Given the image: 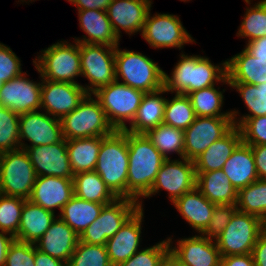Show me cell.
<instances>
[{"label": "cell", "mask_w": 266, "mask_h": 266, "mask_svg": "<svg viewBox=\"0 0 266 266\" xmlns=\"http://www.w3.org/2000/svg\"><path fill=\"white\" fill-rule=\"evenodd\" d=\"M128 177L127 199L139 201L151 189L158 171L166 160L145 134L127 132Z\"/></svg>", "instance_id": "1"}, {"label": "cell", "mask_w": 266, "mask_h": 266, "mask_svg": "<svg viewBox=\"0 0 266 266\" xmlns=\"http://www.w3.org/2000/svg\"><path fill=\"white\" fill-rule=\"evenodd\" d=\"M222 66H215L209 58L203 56L182 54L172 76L169 77L164 73V88L167 92L173 93L175 91L176 94L187 95L196 90L215 86L217 82L229 84L226 61L222 63Z\"/></svg>", "instance_id": "2"}, {"label": "cell", "mask_w": 266, "mask_h": 266, "mask_svg": "<svg viewBox=\"0 0 266 266\" xmlns=\"http://www.w3.org/2000/svg\"><path fill=\"white\" fill-rule=\"evenodd\" d=\"M128 166L127 131L115 130L102 136L94 171L117 198H127Z\"/></svg>", "instance_id": "3"}, {"label": "cell", "mask_w": 266, "mask_h": 266, "mask_svg": "<svg viewBox=\"0 0 266 266\" xmlns=\"http://www.w3.org/2000/svg\"><path fill=\"white\" fill-rule=\"evenodd\" d=\"M115 49L116 81L119 76L123 84L144 93L154 92L164 87V71L142 53Z\"/></svg>", "instance_id": "4"}, {"label": "cell", "mask_w": 266, "mask_h": 266, "mask_svg": "<svg viewBox=\"0 0 266 266\" xmlns=\"http://www.w3.org/2000/svg\"><path fill=\"white\" fill-rule=\"evenodd\" d=\"M60 121L65 140L108 136L115 131L99 100L91 98V94Z\"/></svg>", "instance_id": "5"}, {"label": "cell", "mask_w": 266, "mask_h": 266, "mask_svg": "<svg viewBox=\"0 0 266 266\" xmlns=\"http://www.w3.org/2000/svg\"><path fill=\"white\" fill-rule=\"evenodd\" d=\"M41 52L43 54L33 60V63L44 80L78 84L74 81L76 76L81 75L80 50L77 41L75 45L60 41Z\"/></svg>", "instance_id": "6"}, {"label": "cell", "mask_w": 266, "mask_h": 266, "mask_svg": "<svg viewBox=\"0 0 266 266\" xmlns=\"http://www.w3.org/2000/svg\"><path fill=\"white\" fill-rule=\"evenodd\" d=\"M144 92L114 81L99 88L93 95L99 100L109 123L115 130H124L126 121H133Z\"/></svg>", "instance_id": "7"}, {"label": "cell", "mask_w": 266, "mask_h": 266, "mask_svg": "<svg viewBox=\"0 0 266 266\" xmlns=\"http://www.w3.org/2000/svg\"><path fill=\"white\" fill-rule=\"evenodd\" d=\"M36 178L25 149L0 153V194L28 200Z\"/></svg>", "instance_id": "8"}, {"label": "cell", "mask_w": 266, "mask_h": 266, "mask_svg": "<svg viewBox=\"0 0 266 266\" xmlns=\"http://www.w3.org/2000/svg\"><path fill=\"white\" fill-rule=\"evenodd\" d=\"M139 208H142V201L127 198H117L104 205L98 218L79 236V241L105 246Z\"/></svg>", "instance_id": "9"}, {"label": "cell", "mask_w": 266, "mask_h": 266, "mask_svg": "<svg viewBox=\"0 0 266 266\" xmlns=\"http://www.w3.org/2000/svg\"><path fill=\"white\" fill-rule=\"evenodd\" d=\"M261 233L259 217L236 210L215 242L222 257L249 254Z\"/></svg>", "instance_id": "10"}, {"label": "cell", "mask_w": 266, "mask_h": 266, "mask_svg": "<svg viewBox=\"0 0 266 266\" xmlns=\"http://www.w3.org/2000/svg\"><path fill=\"white\" fill-rule=\"evenodd\" d=\"M115 49L116 46L79 43L81 75L91 86L84 87L88 94L116 81Z\"/></svg>", "instance_id": "11"}, {"label": "cell", "mask_w": 266, "mask_h": 266, "mask_svg": "<svg viewBox=\"0 0 266 266\" xmlns=\"http://www.w3.org/2000/svg\"><path fill=\"white\" fill-rule=\"evenodd\" d=\"M183 161L166 159L156 175L150 191L144 197H151L160 189L169 192L174 203L179 197L196 187L197 175L194 161L182 158Z\"/></svg>", "instance_id": "12"}, {"label": "cell", "mask_w": 266, "mask_h": 266, "mask_svg": "<svg viewBox=\"0 0 266 266\" xmlns=\"http://www.w3.org/2000/svg\"><path fill=\"white\" fill-rule=\"evenodd\" d=\"M233 126L232 117H196L184 130V158L196 159Z\"/></svg>", "instance_id": "13"}, {"label": "cell", "mask_w": 266, "mask_h": 266, "mask_svg": "<svg viewBox=\"0 0 266 266\" xmlns=\"http://www.w3.org/2000/svg\"><path fill=\"white\" fill-rule=\"evenodd\" d=\"M142 37L154 48L177 47L194 41L182 26L178 16L171 14L147 15L142 29Z\"/></svg>", "instance_id": "14"}, {"label": "cell", "mask_w": 266, "mask_h": 266, "mask_svg": "<svg viewBox=\"0 0 266 266\" xmlns=\"http://www.w3.org/2000/svg\"><path fill=\"white\" fill-rule=\"evenodd\" d=\"M41 108L57 119L72 112L88 94L79 84L42 79Z\"/></svg>", "instance_id": "15"}, {"label": "cell", "mask_w": 266, "mask_h": 266, "mask_svg": "<svg viewBox=\"0 0 266 266\" xmlns=\"http://www.w3.org/2000/svg\"><path fill=\"white\" fill-rule=\"evenodd\" d=\"M47 113L32 111L19 115V140L20 148L50 145L63 139L60 119L52 118ZM28 139L31 146L21 140Z\"/></svg>", "instance_id": "16"}, {"label": "cell", "mask_w": 266, "mask_h": 266, "mask_svg": "<svg viewBox=\"0 0 266 266\" xmlns=\"http://www.w3.org/2000/svg\"><path fill=\"white\" fill-rule=\"evenodd\" d=\"M37 176H55L73 179L66 140L50 145L25 148Z\"/></svg>", "instance_id": "17"}, {"label": "cell", "mask_w": 266, "mask_h": 266, "mask_svg": "<svg viewBox=\"0 0 266 266\" xmlns=\"http://www.w3.org/2000/svg\"><path fill=\"white\" fill-rule=\"evenodd\" d=\"M42 82L27 79L25 73L2 84L0 106L9 108L18 115L41 109Z\"/></svg>", "instance_id": "18"}, {"label": "cell", "mask_w": 266, "mask_h": 266, "mask_svg": "<svg viewBox=\"0 0 266 266\" xmlns=\"http://www.w3.org/2000/svg\"><path fill=\"white\" fill-rule=\"evenodd\" d=\"M151 4L150 0H112L106 12L116 36L120 39L121 28L128 34L142 32Z\"/></svg>", "instance_id": "19"}, {"label": "cell", "mask_w": 266, "mask_h": 266, "mask_svg": "<svg viewBox=\"0 0 266 266\" xmlns=\"http://www.w3.org/2000/svg\"><path fill=\"white\" fill-rule=\"evenodd\" d=\"M74 196L73 179L55 176H37L29 201L54 212L62 208Z\"/></svg>", "instance_id": "20"}, {"label": "cell", "mask_w": 266, "mask_h": 266, "mask_svg": "<svg viewBox=\"0 0 266 266\" xmlns=\"http://www.w3.org/2000/svg\"><path fill=\"white\" fill-rule=\"evenodd\" d=\"M203 236L178 241L170 251L183 266H221V254L216 242Z\"/></svg>", "instance_id": "21"}, {"label": "cell", "mask_w": 266, "mask_h": 266, "mask_svg": "<svg viewBox=\"0 0 266 266\" xmlns=\"http://www.w3.org/2000/svg\"><path fill=\"white\" fill-rule=\"evenodd\" d=\"M142 218L143 208H139L120 230L112 238L107 240L105 246L113 266H118L138 251Z\"/></svg>", "instance_id": "22"}, {"label": "cell", "mask_w": 266, "mask_h": 266, "mask_svg": "<svg viewBox=\"0 0 266 266\" xmlns=\"http://www.w3.org/2000/svg\"><path fill=\"white\" fill-rule=\"evenodd\" d=\"M78 241V234L59 217V219L55 218L52 221L48 230L35 243V246L39 251L67 264Z\"/></svg>", "instance_id": "23"}, {"label": "cell", "mask_w": 266, "mask_h": 266, "mask_svg": "<svg viewBox=\"0 0 266 266\" xmlns=\"http://www.w3.org/2000/svg\"><path fill=\"white\" fill-rule=\"evenodd\" d=\"M241 142L240 129L234 125L223 137L213 142L193 160L196 172H211L222 169L224 163Z\"/></svg>", "instance_id": "24"}, {"label": "cell", "mask_w": 266, "mask_h": 266, "mask_svg": "<svg viewBox=\"0 0 266 266\" xmlns=\"http://www.w3.org/2000/svg\"><path fill=\"white\" fill-rule=\"evenodd\" d=\"M80 28L89 38L75 39L78 43L119 45L107 12L102 10H78ZM83 40V41H82Z\"/></svg>", "instance_id": "25"}, {"label": "cell", "mask_w": 266, "mask_h": 266, "mask_svg": "<svg viewBox=\"0 0 266 266\" xmlns=\"http://www.w3.org/2000/svg\"><path fill=\"white\" fill-rule=\"evenodd\" d=\"M173 205L190 226L199 231L200 234L208 227L216 206L197 187L183 194Z\"/></svg>", "instance_id": "26"}, {"label": "cell", "mask_w": 266, "mask_h": 266, "mask_svg": "<svg viewBox=\"0 0 266 266\" xmlns=\"http://www.w3.org/2000/svg\"><path fill=\"white\" fill-rule=\"evenodd\" d=\"M222 171L237 191L258 180L251 146L241 142L224 163Z\"/></svg>", "instance_id": "27"}, {"label": "cell", "mask_w": 266, "mask_h": 266, "mask_svg": "<svg viewBox=\"0 0 266 266\" xmlns=\"http://www.w3.org/2000/svg\"><path fill=\"white\" fill-rule=\"evenodd\" d=\"M167 92L163 87L157 91L145 93L137 113L130 123V128L126 126L127 132L135 134H145L150 129L163 124L164 111L167 99L160 94Z\"/></svg>", "instance_id": "28"}, {"label": "cell", "mask_w": 266, "mask_h": 266, "mask_svg": "<svg viewBox=\"0 0 266 266\" xmlns=\"http://www.w3.org/2000/svg\"><path fill=\"white\" fill-rule=\"evenodd\" d=\"M229 83L263 84L266 83V59L255 58L245 49L230 60H226Z\"/></svg>", "instance_id": "29"}, {"label": "cell", "mask_w": 266, "mask_h": 266, "mask_svg": "<svg viewBox=\"0 0 266 266\" xmlns=\"http://www.w3.org/2000/svg\"><path fill=\"white\" fill-rule=\"evenodd\" d=\"M55 219L54 212L26 200L15 240L35 244L48 230Z\"/></svg>", "instance_id": "30"}, {"label": "cell", "mask_w": 266, "mask_h": 266, "mask_svg": "<svg viewBox=\"0 0 266 266\" xmlns=\"http://www.w3.org/2000/svg\"><path fill=\"white\" fill-rule=\"evenodd\" d=\"M196 187L216 205L236 204L238 191L222 169L211 172H196Z\"/></svg>", "instance_id": "31"}, {"label": "cell", "mask_w": 266, "mask_h": 266, "mask_svg": "<svg viewBox=\"0 0 266 266\" xmlns=\"http://www.w3.org/2000/svg\"><path fill=\"white\" fill-rule=\"evenodd\" d=\"M103 206L74 195L62 208L59 217L80 236L98 218Z\"/></svg>", "instance_id": "32"}, {"label": "cell", "mask_w": 266, "mask_h": 266, "mask_svg": "<svg viewBox=\"0 0 266 266\" xmlns=\"http://www.w3.org/2000/svg\"><path fill=\"white\" fill-rule=\"evenodd\" d=\"M102 137L66 140L67 152L73 174L94 171Z\"/></svg>", "instance_id": "33"}, {"label": "cell", "mask_w": 266, "mask_h": 266, "mask_svg": "<svg viewBox=\"0 0 266 266\" xmlns=\"http://www.w3.org/2000/svg\"><path fill=\"white\" fill-rule=\"evenodd\" d=\"M73 184L74 195L83 200L107 205L117 199L95 171L76 173Z\"/></svg>", "instance_id": "34"}, {"label": "cell", "mask_w": 266, "mask_h": 266, "mask_svg": "<svg viewBox=\"0 0 266 266\" xmlns=\"http://www.w3.org/2000/svg\"><path fill=\"white\" fill-rule=\"evenodd\" d=\"M187 96L197 117H232V121L236 119L238 113L236 110L221 113L223 94L214 86L193 91L188 93Z\"/></svg>", "instance_id": "35"}, {"label": "cell", "mask_w": 266, "mask_h": 266, "mask_svg": "<svg viewBox=\"0 0 266 266\" xmlns=\"http://www.w3.org/2000/svg\"><path fill=\"white\" fill-rule=\"evenodd\" d=\"M147 138L163 155L165 159L170 152H176L181 159L184 158V131L166 124H160L156 128L150 129L145 133Z\"/></svg>", "instance_id": "36"}, {"label": "cell", "mask_w": 266, "mask_h": 266, "mask_svg": "<svg viewBox=\"0 0 266 266\" xmlns=\"http://www.w3.org/2000/svg\"><path fill=\"white\" fill-rule=\"evenodd\" d=\"M236 206L238 211L262 219L266 215V180L258 179L241 188L238 191Z\"/></svg>", "instance_id": "37"}, {"label": "cell", "mask_w": 266, "mask_h": 266, "mask_svg": "<svg viewBox=\"0 0 266 266\" xmlns=\"http://www.w3.org/2000/svg\"><path fill=\"white\" fill-rule=\"evenodd\" d=\"M196 114L190 99L185 94H175L165 105L163 123L174 128L185 130L196 119Z\"/></svg>", "instance_id": "38"}, {"label": "cell", "mask_w": 266, "mask_h": 266, "mask_svg": "<svg viewBox=\"0 0 266 266\" xmlns=\"http://www.w3.org/2000/svg\"><path fill=\"white\" fill-rule=\"evenodd\" d=\"M241 94L250 114L241 117V120L233 121V124L239 127L246 119L266 115V83L263 84H246V83H229ZM252 114V115H251Z\"/></svg>", "instance_id": "39"}, {"label": "cell", "mask_w": 266, "mask_h": 266, "mask_svg": "<svg viewBox=\"0 0 266 266\" xmlns=\"http://www.w3.org/2000/svg\"><path fill=\"white\" fill-rule=\"evenodd\" d=\"M67 266H113L106 246L78 241Z\"/></svg>", "instance_id": "40"}, {"label": "cell", "mask_w": 266, "mask_h": 266, "mask_svg": "<svg viewBox=\"0 0 266 266\" xmlns=\"http://www.w3.org/2000/svg\"><path fill=\"white\" fill-rule=\"evenodd\" d=\"M237 34L240 37H248V42L266 36V0L246 9Z\"/></svg>", "instance_id": "41"}, {"label": "cell", "mask_w": 266, "mask_h": 266, "mask_svg": "<svg viewBox=\"0 0 266 266\" xmlns=\"http://www.w3.org/2000/svg\"><path fill=\"white\" fill-rule=\"evenodd\" d=\"M20 197L0 194V230L15 237L20 226L24 202Z\"/></svg>", "instance_id": "42"}, {"label": "cell", "mask_w": 266, "mask_h": 266, "mask_svg": "<svg viewBox=\"0 0 266 266\" xmlns=\"http://www.w3.org/2000/svg\"><path fill=\"white\" fill-rule=\"evenodd\" d=\"M19 148V115L0 106V153Z\"/></svg>", "instance_id": "43"}, {"label": "cell", "mask_w": 266, "mask_h": 266, "mask_svg": "<svg viewBox=\"0 0 266 266\" xmlns=\"http://www.w3.org/2000/svg\"><path fill=\"white\" fill-rule=\"evenodd\" d=\"M171 240L168 238L155 246L137 251L132 257L118 266H158L162 258L170 251Z\"/></svg>", "instance_id": "44"}, {"label": "cell", "mask_w": 266, "mask_h": 266, "mask_svg": "<svg viewBox=\"0 0 266 266\" xmlns=\"http://www.w3.org/2000/svg\"><path fill=\"white\" fill-rule=\"evenodd\" d=\"M4 266H35V244L14 239L7 250Z\"/></svg>", "instance_id": "45"}, {"label": "cell", "mask_w": 266, "mask_h": 266, "mask_svg": "<svg viewBox=\"0 0 266 266\" xmlns=\"http://www.w3.org/2000/svg\"><path fill=\"white\" fill-rule=\"evenodd\" d=\"M238 128L243 143L266 145V115L248 118Z\"/></svg>", "instance_id": "46"}, {"label": "cell", "mask_w": 266, "mask_h": 266, "mask_svg": "<svg viewBox=\"0 0 266 266\" xmlns=\"http://www.w3.org/2000/svg\"><path fill=\"white\" fill-rule=\"evenodd\" d=\"M236 210V204L216 205L213 210L210 223L202 235L210 240L218 238V236L229 224L230 219Z\"/></svg>", "instance_id": "47"}, {"label": "cell", "mask_w": 266, "mask_h": 266, "mask_svg": "<svg viewBox=\"0 0 266 266\" xmlns=\"http://www.w3.org/2000/svg\"><path fill=\"white\" fill-rule=\"evenodd\" d=\"M22 74L20 59L10 47L0 43V82L5 83Z\"/></svg>", "instance_id": "48"}, {"label": "cell", "mask_w": 266, "mask_h": 266, "mask_svg": "<svg viewBox=\"0 0 266 266\" xmlns=\"http://www.w3.org/2000/svg\"><path fill=\"white\" fill-rule=\"evenodd\" d=\"M254 156L258 179L266 180V145H250Z\"/></svg>", "instance_id": "49"}, {"label": "cell", "mask_w": 266, "mask_h": 266, "mask_svg": "<svg viewBox=\"0 0 266 266\" xmlns=\"http://www.w3.org/2000/svg\"><path fill=\"white\" fill-rule=\"evenodd\" d=\"M255 266H266V236L260 234L252 250Z\"/></svg>", "instance_id": "50"}, {"label": "cell", "mask_w": 266, "mask_h": 266, "mask_svg": "<svg viewBox=\"0 0 266 266\" xmlns=\"http://www.w3.org/2000/svg\"><path fill=\"white\" fill-rule=\"evenodd\" d=\"M221 266H255L251 253L221 257Z\"/></svg>", "instance_id": "51"}, {"label": "cell", "mask_w": 266, "mask_h": 266, "mask_svg": "<svg viewBox=\"0 0 266 266\" xmlns=\"http://www.w3.org/2000/svg\"><path fill=\"white\" fill-rule=\"evenodd\" d=\"M77 6L78 10H102L106 11L112 0H68Z\"/></svg>", "instance_id": "52"}, {"label": "cell", "mask_w": 266, "mask_h": 266, "mask_svg": "<svg viewBox=\"0 0 266 266\" xmlns=\"http://www.w3.org/2000/svg\"><path fill=\"white\" fill-rule=\"evenodd\" d=\"M244 49L255 58L266 59V36L248 42Z\"/></svg>", "instance_id": "53"}, {"label": "cell", "mask_w": 266, "mask_h": 266, "mask_svg": "<svg viewBox=\"0 0 266 266\" xmlns=\"http://www.w3.org/2000/svg\"><path fill=\"white\" fill-rule=\"evenodd\" d=\"M35 266H67L65 262L58 258L45 254L35 246Z\"/></svg>", "instance_id": "54"}, {"label": "cell", "mask_w": 266, "mask_h": 266, "mask_svg": "<svg viewBox=\"0 0 266 266\" xmlns=\"http://www.w3.org/2000/svg\"><path fill=\"white\" fill-rule=\"evenodd\" d=\"M6 234L8 233L0 232V266L5 265L7 250L14 241V237L11 234H9V237Z\"/></svg>", "instance_id": "55"}, {"label": "cell", "mask_w": 266, "mask_h": 266, "mask_svg": "<svg viewBox=\"0 0 266 266\" xmlns=\"http://www.w3.org/2000/svg\"><path fill=\"white\" fill-rule=\"evenodd\" d=\"M158 266H183L180 261L169 251L160 261Z\"/></svg>", "instance_id": "56"}, {"label": "cell", "mask_w": 266, "mask_h": 266, "mask_svg": "<svg viewBox=\"0 0 266 266\" xmlns=\"http://www.w3.org/2000/svg\"><path fill=\"white\" fill-rule=\"evenodd\" d=\"M262 234L266 236V215L261 219Z\"/></svg>", "instance_id": "57"}, {"label": "cell", "mask_w": 266, "mask_h": 266, "mask_svg": "<svg viewBox=\"0 0 266 266\" xmlns=\"http://www.w3.org/2000/svg\"><path fill=\"white\" fill-rule=\"evenodd\" d=\"M245 2L248 3V4H251V3H250V0H245Z\"/></svg>", "instance_id": "58"}]
</instances>
